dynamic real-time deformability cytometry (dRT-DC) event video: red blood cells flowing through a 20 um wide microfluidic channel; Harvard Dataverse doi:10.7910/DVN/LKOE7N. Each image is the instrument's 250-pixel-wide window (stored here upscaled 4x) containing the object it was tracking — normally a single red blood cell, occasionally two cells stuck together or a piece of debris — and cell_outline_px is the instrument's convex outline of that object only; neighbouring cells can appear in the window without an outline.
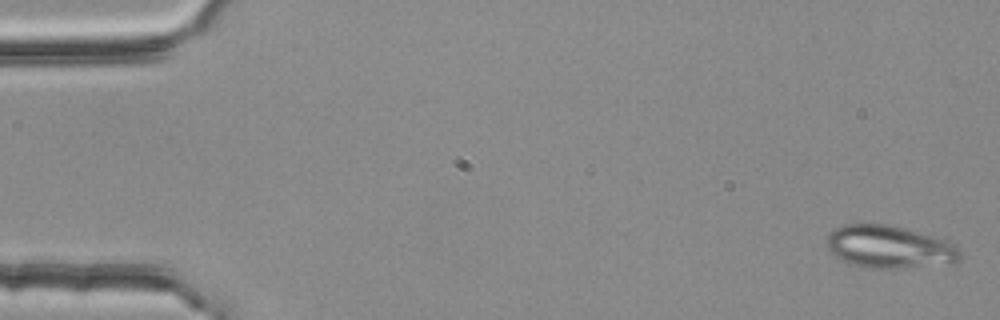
{"species": "common noctule bat (a hibernating species)", "species_latin": "Nyctalus noctula", "temperature_condition": "room temperature", "stored_images_in_passage": 5, "camera_frame_rate_fps": 3000, "um_per_image_px": 0.085, "animal": {"sex": "female", "body_mass_g": 25.1}, "frame": {"image": 1, "passage_image": 1, "time_ms": 0.0, "image_size_px": [1000, 320], "cell_outline_px": [[960, 260], [888, 268], [868, 268], [852, 264], [836, 256], [828, 248], [828, 236], [836, 228], [844, 224], [888, 224], [904, 228], [944, 240], [956, 244], [960, 248]], "centroid_in_image_um": [75.55, 20.95], "position_along_channel_um": 9.5, "area_um2": 31.91}}